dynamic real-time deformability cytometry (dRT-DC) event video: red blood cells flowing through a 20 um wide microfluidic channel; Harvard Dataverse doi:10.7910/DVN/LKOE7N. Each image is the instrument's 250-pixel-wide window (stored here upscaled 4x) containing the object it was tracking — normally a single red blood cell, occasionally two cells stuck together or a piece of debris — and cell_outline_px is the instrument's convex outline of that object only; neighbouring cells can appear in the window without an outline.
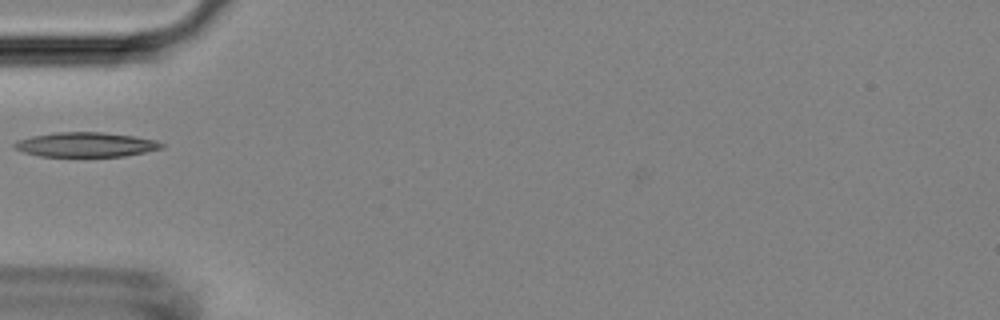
{"species": "Egyptian fruit bat (a non-hibernating species)", "species_latin": "Rousettus aegyptiacus", "temperature_condition": "room temperature", "stored_images_in_passage": 4, "camera_frame_rate_fps": 3000, "um_per_image_px": 0.085, "animal": {"sex": "female"}, "frame": {"image": 1, "passage_image": 4, "time_ms": 4.667, "image_size_px": [1000, 320], "cell_outline_px": [[164, 148], [124, 156], [40, 156], [24, 152], [16, 148], [12, 144], [16, 140], [32, 136], [56, 132], [104, 132], [132, 136], [156, 140], [164, 144]], "centroid_in_image_um": [7.29, 12.28], "position_along_channel_um": 77.7, "area_um2": 20.98}}